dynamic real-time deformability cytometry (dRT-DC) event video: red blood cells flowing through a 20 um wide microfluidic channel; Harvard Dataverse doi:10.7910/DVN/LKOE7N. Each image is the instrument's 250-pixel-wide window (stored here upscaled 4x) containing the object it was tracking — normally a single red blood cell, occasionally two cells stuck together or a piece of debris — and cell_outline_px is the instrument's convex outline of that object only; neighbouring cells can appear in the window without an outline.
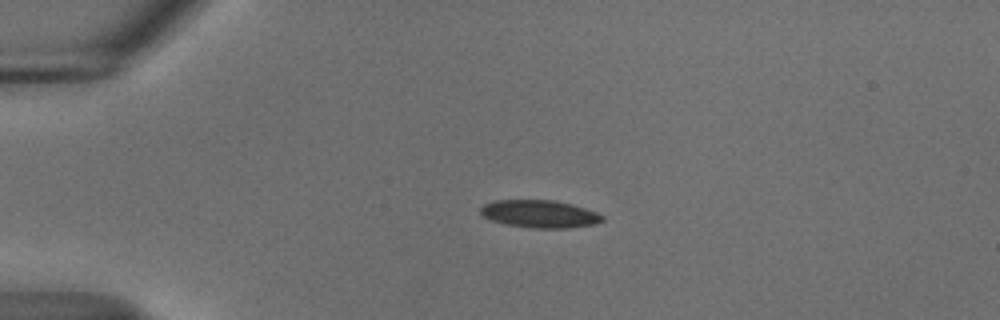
{"species": "common noctule bat (a hibernating species)", "species_latin": "Nyctalus noctula", "temperature_condition": "cold", "stored_images_in_passage": 43, "camera_frame_rate_fps": 3000, "um_per_image_px": 0.085, "animal": {"sex": "male", "body_mass_g": 18.8}, "frame": {"image": 1, "passage_image": 1, "time_ms": 0.0, "image_size_px": [1000, 320], "cell_outline_px": [[604, 220], [592, 224], [568, 228], [532, 228], [508, 224], [492, 220], [480, 216], [480, 208], [484, 204], [496, 200], [556, 200], [572, 204], [596, 212], [604, 216]], "centroid_in_image_um": [45.85, 18.17], "position_along_channel_um": 39.1, "area_um2": 19.54}}
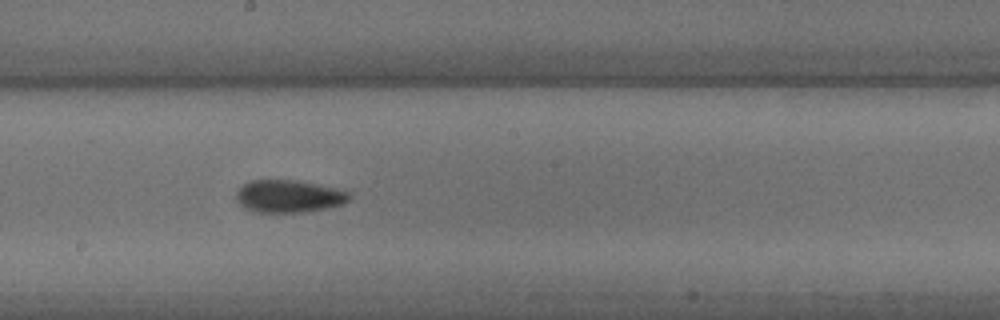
{"frame": {"image": 2, "passage_image": 19, "time_ms": 6.0, "image_size_px": [1000, 320], "cell_outline_px": [[352, 196], [344, 204], [328, 208], [304, 212], [252, 212], [240, 204], [236, 200], [236, 192], [244, 184], [252, 180], [296, 180], [336, 188], [348, 192]], "centroid_in_image_um": [24.55, 16.69], "position_along_channel_um": 223.6, "area_um2": 21.44}}
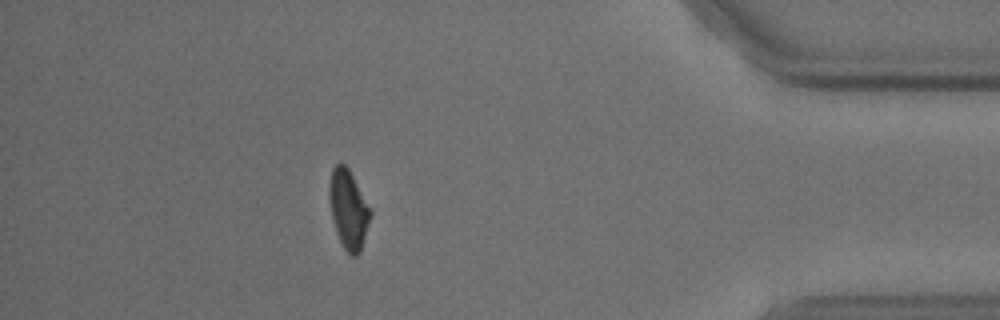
{"frame": {"image": 3, "passage_image": 37, "time_ms": 12.0, "image_size_px": [1000, 320], "cell_outline_px": [[372, 216], [360, 252], [356, 256], [352, 256], [344, 248], [340, 240], [332, 216], [328, 196], [328, 188], [332, 168], [340, 160], [348, 168], [372, 208]], "centroid_in_image_um": [29.64, 17.74], "position_along_channel_um": 405.6, "area_um2": 19.07}, "authors_computed_cell_mechanics": {"area_um2": 20.0566, "velocity_mm_per_s": 3.6833, "shape_relaxation_time_tau1_ms": 4.0091, "shape_relaxation_time_tau2_ms": null, "deformation_change_tau1": 0.1003, "deformation_change_tau2": null}}